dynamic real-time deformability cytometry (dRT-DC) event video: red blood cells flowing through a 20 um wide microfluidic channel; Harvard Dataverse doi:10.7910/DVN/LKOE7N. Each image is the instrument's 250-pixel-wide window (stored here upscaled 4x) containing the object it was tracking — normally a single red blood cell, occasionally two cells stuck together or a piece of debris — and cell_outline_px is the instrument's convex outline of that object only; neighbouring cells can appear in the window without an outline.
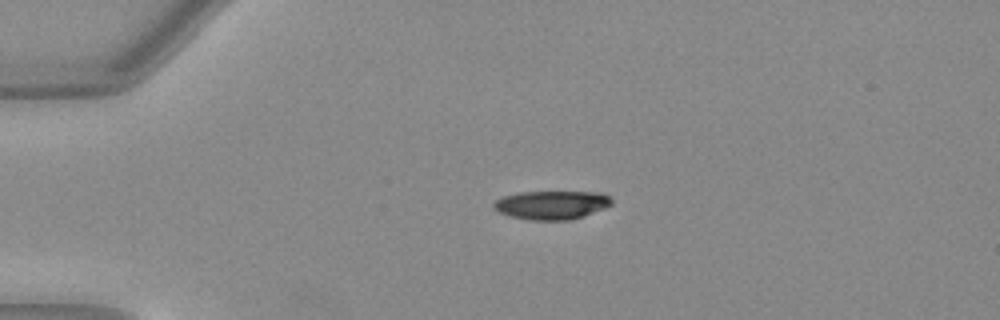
{"species": "Egyptian fruit bat (a non-hibernating species)", "species_latin": "Rousettus aegyptiacus", "temperature_condition": "warm", "stored_images_in_passage": 4, "camera_frame_rate_fps": 3000, "um_per_image_px": 0.085, "animal": {"sex": "female"}, "frame": {"image": 1, "passage_image": 1, "time_ms": 0.0, "image_size_px": [1000, 320], "cell_outline_px": [[612, 204], [604, 208], [584, 216], [568, 220], [532, 220], [512, 216], [500, 212], [492, 208], [492, 204], [500, 196], [516, 192], [600, 192], [608, 196], [612, 200]], "centroid_in_image_um": [46.86, 17.41], "position_along_channel_um": 38.1, "area_um2": 19.71}}